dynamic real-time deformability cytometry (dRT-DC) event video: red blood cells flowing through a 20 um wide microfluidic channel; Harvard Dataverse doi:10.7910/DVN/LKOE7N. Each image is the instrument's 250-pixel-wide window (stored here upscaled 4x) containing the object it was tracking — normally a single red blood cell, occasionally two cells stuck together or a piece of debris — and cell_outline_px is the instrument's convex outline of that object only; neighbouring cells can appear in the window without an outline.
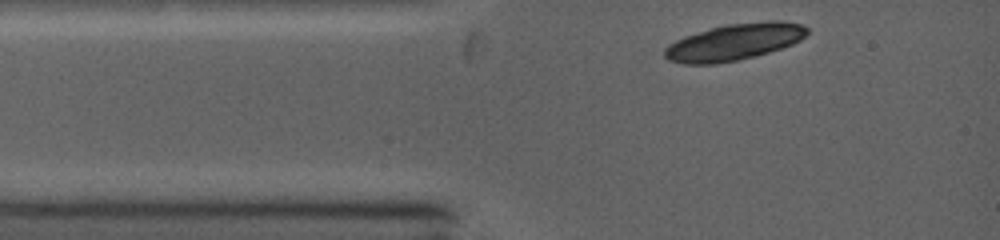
{"species": "common noctule bat (a hibernating species)", "species_latin": "Nyctalus noctula", "temperature_condition": "warm", "stored_images_in_passage": 1, "camera_frame_rate_fps": 5000, "um_per_image_px": 0.085, "animal": {"sex": "female", "body_mass_g": 19.0, "forearm_length_mm": 53.3}, "frame": {"image": 1, "passage_image": 1, "time_ms": 0.0, "image_size_px": [1000, 240], "cell_outline_px": [[808, 32], [800, 40], [792, 44], [756, 56], [716, 64], [684, 64], [668, 60], [664, 56], [664, 48], [668, 44], [684, 36], [712, 28], [728, 24], [768, 20], [784, 20], [804, 24], [808, 28]], "centroid_in_image_um": [62.43, 3.56], "position_along_channel_um": 22.6, "area_um2": 30.46}}